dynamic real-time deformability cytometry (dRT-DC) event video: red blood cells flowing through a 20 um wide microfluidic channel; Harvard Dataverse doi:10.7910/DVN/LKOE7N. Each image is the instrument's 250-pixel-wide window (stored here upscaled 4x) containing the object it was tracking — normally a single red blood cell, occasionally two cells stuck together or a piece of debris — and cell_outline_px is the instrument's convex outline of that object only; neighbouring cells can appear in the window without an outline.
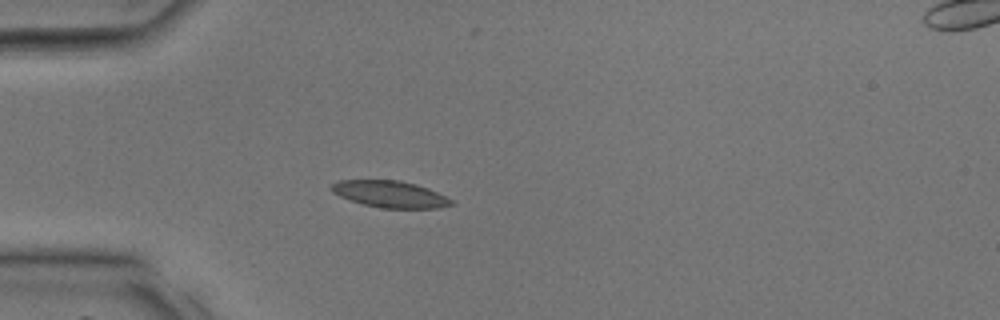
{"species": "common noctule bat (a hibernating species)", "species_latin": "Nyctalus noctula", "temperature_condition": "room temperature", "stored_images_in_passage": 28, "camera_frame_rate_fps": 3000, "um_per_image_px": 0.085, "animal": {"sex": "male", "body_mass_g": 17.9, "forearm_length_mm": 54.2}, "frame": {"image": 1, "passage_image": 1, "time_ms": 0.0, "image_size_px": [1000, 320], "cell_outline_px": [[456, 204], [436, 208], [380, 208], [364, 204], [340, 196], [332, 192], [328, 188], [336, 180], [400, 180], [416, 184], [428, 188], [452, 200]], "centroid_in_image_um": [33.13, 16.49], "position_along_channel_um": 51.9, "area_um2": 18.61}}
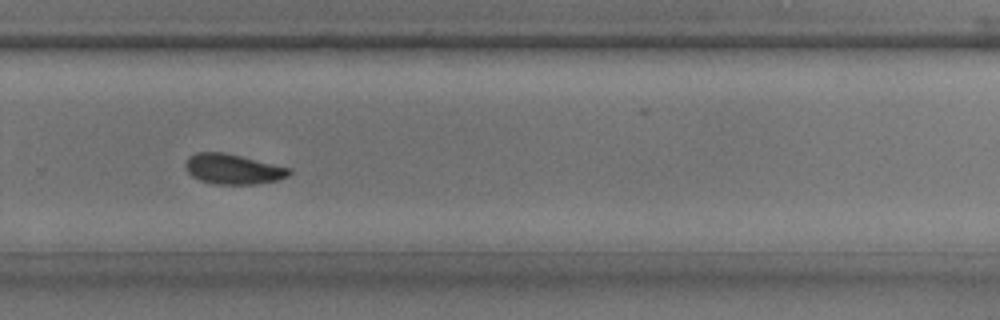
{"frame": {"image": 2, "passage_image": 16, "time_ms": 5.0, "image_size_px": [1000, 320], "cell_outline_px": [[292, 172], [288, 176], [276, 180], [256, 184], [216, 184], [200, 180], [192, 176], [184, 168], [184, 164], [188, 156], [196, 152], [224, 152], [292, 168]], "centroid_in_image_um": [19.79, 14.36], "position_along_channel_um": 310.0, "area_um2": 18.32}}
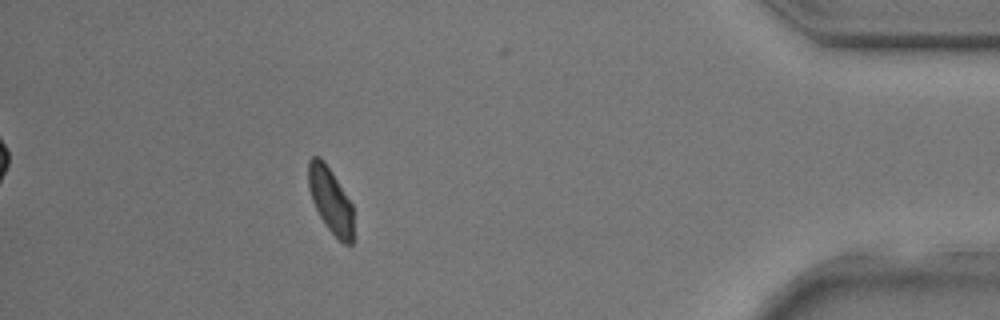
{"frame": {"image": 3, "passage_image": 24, "time_ms": 7.667, "image_size_px": [1000, 320], "cell_outline_px": [[352, 244], [344, 244], [328, 228], [320, 216], [312, 200], [308, 188], [308, 160], [312, 156], [320, 156], [324, 160], [332, 172], [352, 204]], "centroid_in_image_um": [28.06, 16.96], "position_along_channel_um": 407.1, "area_um2": 16.94}}